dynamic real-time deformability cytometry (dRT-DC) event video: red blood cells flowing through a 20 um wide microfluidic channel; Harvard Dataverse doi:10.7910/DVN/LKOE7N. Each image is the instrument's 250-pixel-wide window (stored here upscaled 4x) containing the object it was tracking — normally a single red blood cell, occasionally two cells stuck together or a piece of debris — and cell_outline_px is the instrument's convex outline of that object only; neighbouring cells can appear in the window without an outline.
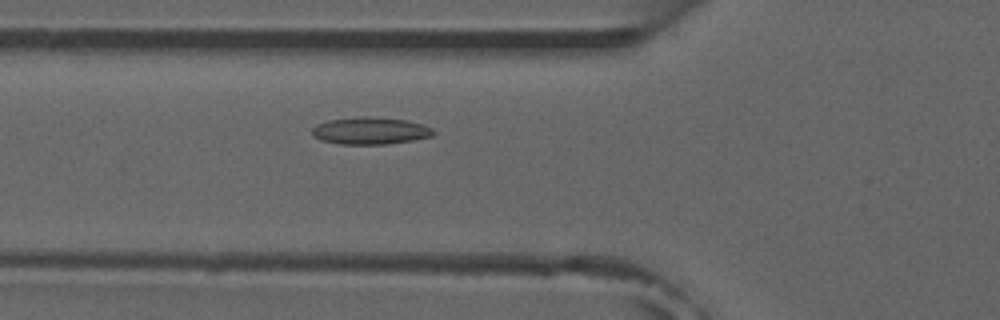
{"species": "common noctule bat (a hibernating species)", "species_latin": "Nyctalus noctula", "temperature_condition": "room temperature", "stored_images_in_passage": 49, "camera_frame_rate_fps": 3000, "um_per_image_px": 0.085, "animal": {"sex": "male", "forearm_length_mm": 52.5}, "frame": {"image": 1, "passage_image": 15, "time_ms": 4.667, "image_size_px": [1000, 320], "cell_outline_px": [[436, 132], [432, 136], [412, 140], [388, 144], [340, 144], [320, 140], [312, 136], [312, 128], [316, 124], [328, 120], [360, 116], [368, 116], [404, 120], [424, 124], [432, 128]], "centroid_in_image_um": [31.46, 11.11], "position_along_channel_um": 94.3, "area_um2": 19.31}, "authors_computed_cell_mechanics": {"area_um2": 17.6868, "velocity_mm_per_s": 3.8062, "shape_relaxation_time_tau1_ms": 6.4037, "shape_relaxation_time_tau2_ms": 3.8912, "deformation_change_tau1": 0.1149, "deformation_change_tau2": 0.0947}}